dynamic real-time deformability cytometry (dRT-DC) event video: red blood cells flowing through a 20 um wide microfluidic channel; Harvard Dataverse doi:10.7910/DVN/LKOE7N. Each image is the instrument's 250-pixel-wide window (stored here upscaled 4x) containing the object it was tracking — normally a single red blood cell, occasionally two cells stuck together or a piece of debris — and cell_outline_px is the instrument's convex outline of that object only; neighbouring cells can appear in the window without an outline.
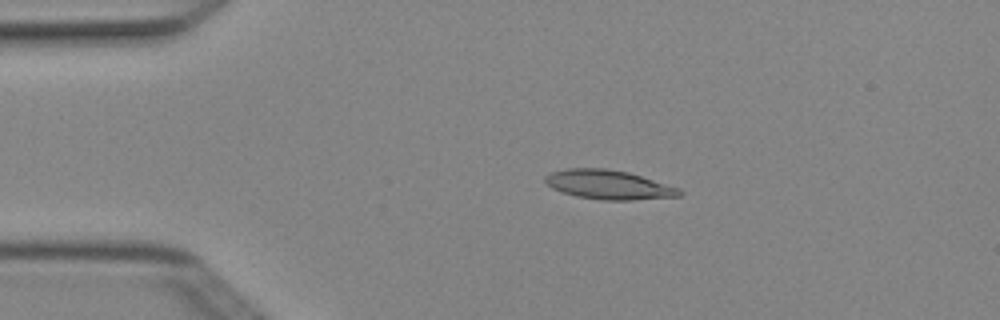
{"species": "Egyptian fruit bat (a non-hibernating species)", "species_latin": "Rousettus aegyptiacus", "temperature_condition": "cold", "stored_images_in_passage": 4, "camera_frame_rate_fps": 3000, "um_per_image_px": 0.085, "animal": {"sex": "female"}, "frame": {"image": 1, "passage_image": 3, "time_ms": 0.667, "image_size_px": [1000, 320], "cell_outline_px": [[684, 192], [680, 196], [632, 200], [600, 200], [576, 196], [552, 188], [544, 180], [544, 176], [552, 172], [568, 168], [604, 168], [628, 172], [680, 188]], "centroid_in_image_um": [51.75, 15.7], "position_along_channel_um": 33.3, "area_um2": 22.77}}